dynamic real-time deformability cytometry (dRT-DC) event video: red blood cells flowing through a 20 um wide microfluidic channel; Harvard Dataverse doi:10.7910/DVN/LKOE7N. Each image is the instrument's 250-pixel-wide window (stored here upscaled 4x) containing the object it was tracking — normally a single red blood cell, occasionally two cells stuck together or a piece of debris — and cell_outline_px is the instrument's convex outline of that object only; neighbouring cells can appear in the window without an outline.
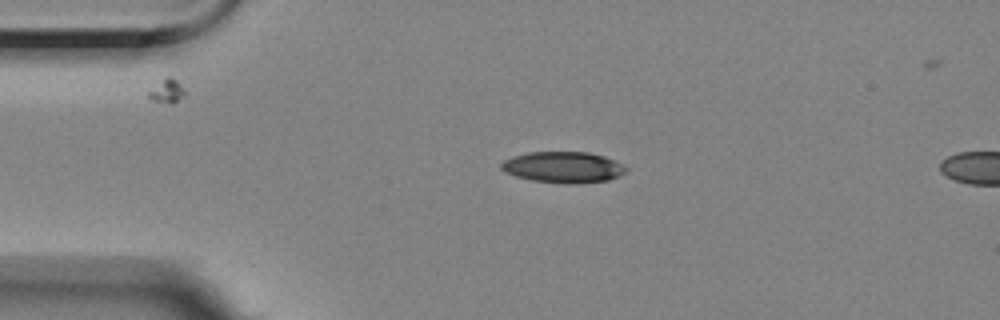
{"species": "Egyptian fruit bat (a non-hibernating species)", "species_latin": "Rousettus aegyptiacus", "temperature_condition": "room temperature", "stored_images_in_passage": 3, "camera_frame_rate_fps": 3000, "um_per_image_px": 0.085, "animal": {"sex": "female"}, "frame": {"image": 1, "passage_image": 1, "time_ms": 0.0, "image_size_px": [1000, 320], "cell_outline_px": [[628, 168], [620, 176], [608, 180], [576, 184], [568, 184], [532, 180], [516, 176], [504, 172], [500, 168], [500, 164], [504, 160], [512, 156], [528, 152], [588, 152], [604, 156], [624, 164]], "centroid_in_image_um": [47.88, 14.21], "position_along_channel_um": 37.1, "area_um2": 22.77}}